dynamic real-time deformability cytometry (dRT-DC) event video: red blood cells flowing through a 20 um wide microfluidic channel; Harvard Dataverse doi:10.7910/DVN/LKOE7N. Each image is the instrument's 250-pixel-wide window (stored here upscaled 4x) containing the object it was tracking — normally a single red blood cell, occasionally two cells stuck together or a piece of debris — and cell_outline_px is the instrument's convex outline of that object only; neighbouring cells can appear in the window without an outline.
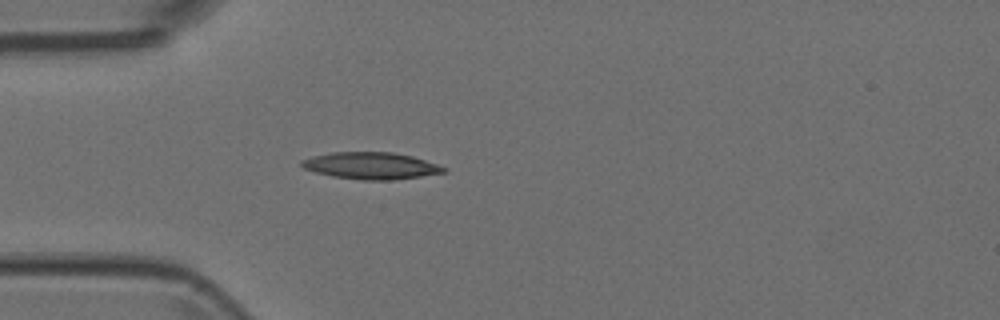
{"species": "Egyptian fruit bat (a non-hibernating species)", "species_latin": "Rousettus aegyptiacus", "temperature_condition": "room temperature", "stored_images_in_passage": 4, "camera_frame_rate_fps": 3000, "um_per_image_px": 0.085, "animal": {"sex": "female"}, "frame": {"image": 1, "passage_image": 4, "time_ms": 1.0, "image_size_px": [1000, 320], "cell_outline_px": [[444, 172], [420, 176], [392, 180], [360, 180], [332, 176], [316, 172], [304, 168], [300, 164], [300, 160], [312, 156], [332, 152], [392, 152], [412, 156], [436, 164], [444, 168]], "centroid_in_image_um": [31.46, 14.08], "position_along_channel_um": 53.5, "area_um2": 22.02}}